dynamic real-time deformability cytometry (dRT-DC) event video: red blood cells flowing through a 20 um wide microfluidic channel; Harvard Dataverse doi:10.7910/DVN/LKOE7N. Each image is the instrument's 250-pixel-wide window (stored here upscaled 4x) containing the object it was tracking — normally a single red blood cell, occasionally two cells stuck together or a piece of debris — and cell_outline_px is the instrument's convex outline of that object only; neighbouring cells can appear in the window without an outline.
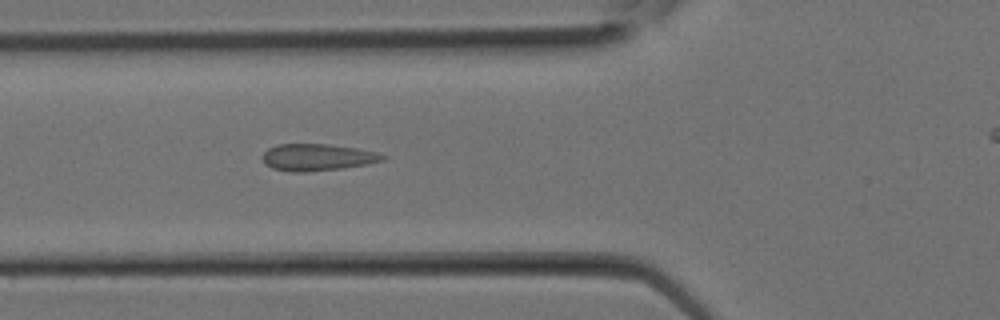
{"species": "Egyptian fruit bat (a non-hibernating species)", "species_latin": "Rousettus aegyptiacus", "temperature_condition": "room temperature", "stored_images_in_passage": 3, "camera_frame_rate_fps": 3000, "um_per_image_px": 0.085, "animal": {"sex": "female"}, "frame": {"image": 1, "passage_image": 3, "time_ms": 0.667, "image_size_px": [1000, 320], "cell_outline_px": [[388, 156], [384, 160], [368, 164], [340, 168], [304, 172], [292, 172], [272, 168], [264, 164], [260, 156], [268, 148], [276, 144], [328, 144], [356, 148], [376, 152]], "centroid_in_image_um": [26.93, 13.36], "position_along_channel_um": 98.9, "area_um2": 18.9}}